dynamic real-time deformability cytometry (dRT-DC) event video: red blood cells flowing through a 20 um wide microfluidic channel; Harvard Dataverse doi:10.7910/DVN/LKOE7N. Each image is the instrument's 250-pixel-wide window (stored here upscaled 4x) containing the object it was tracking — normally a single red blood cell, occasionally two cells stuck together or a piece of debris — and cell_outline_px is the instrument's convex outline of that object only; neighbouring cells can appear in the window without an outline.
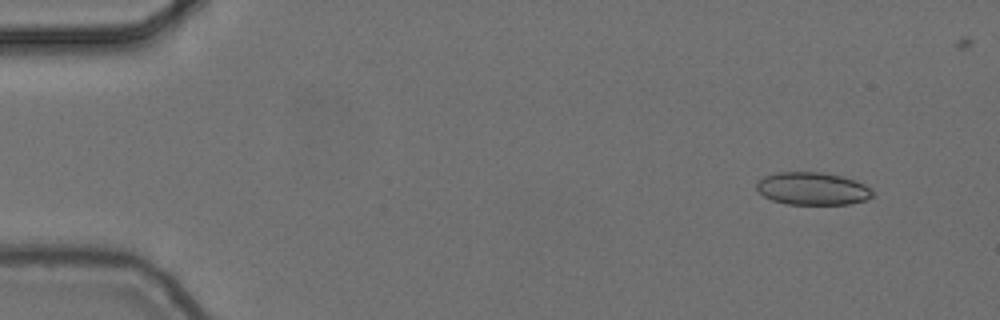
{"species": "common noctule bat (a hibernating species)", "species_latin": "Nyctalus noctula", "temperature_condition": "cold", "stored_images_in_passage": 5, "camera_frame_rate_fps": 3000, "um_per_image_px": 0.085, "animal": {"sex": "female", "body_mass_g": 24.6, "forearm_length_mm": 56.2}, "frame": {"image": 1, "passage_image": 1, "time_ms": 0.0, "image_size_px": [1000, 320], "cell_outline_px": [[872, 196], [864, 200], [848, 204], [788, 204], [772, 200], [764, 196], [756, 188], [756, 184], [764, 176], [776, 172], [820, 172], [840, 176], [864, 184], [872, 188]], "centroid_in_image_um": [69.04, 16.03], "position_along_channel_um": 16.0, "area_um2": 21.85}}
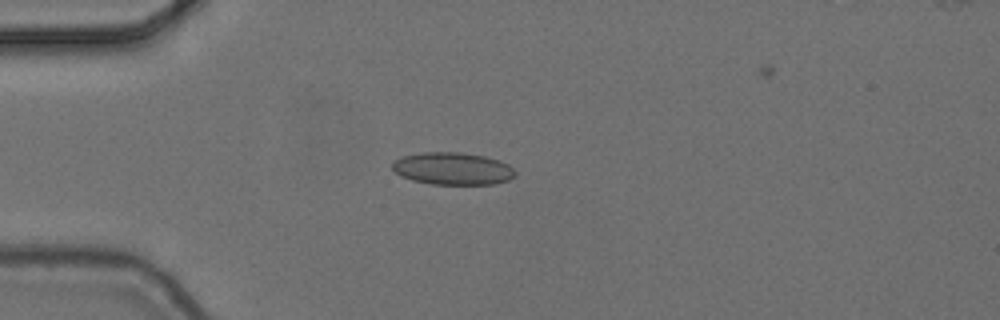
{"frame": {"image": 2, "passage_image": 4, "time_ms": 1.0, "image_size_px": [1000, 320], "cell_outline_px": [[516, 176], [508, 180], [492, 184], [432, 184], [412, 180], [400, 176], [392, 168], [392, 160], [400, 156], [424, 152], [460, 152], [484, 156], [500, 160], [508, 164], [516, 172]], "centroid_in_image_um": [38.46, 14.32], "position_along_channel_um": 46.5, "area_um2": 23.35}}
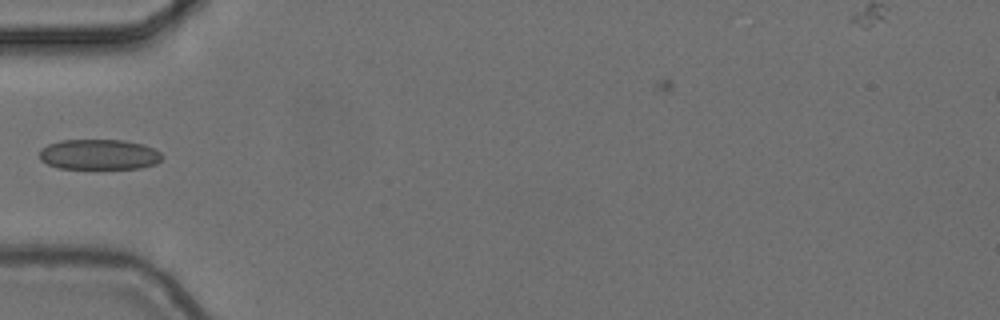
{"frame": {"image": 3, "passage_image": 5, "time_ms": 1.333, "image_size_px": [1000, 320], "cell_outline_px": [[164, 156], [156, 164], [140, 168], [60, 168], [48, 164], [40, 160], [40, 148], [48, 144], [60, 140], [124, 140], [144, 144], [160, 152]], "centroid_in_image_um": [8.43, 13.12], "position_along_channel_um": 76.6, "area_um2": 21.73}}